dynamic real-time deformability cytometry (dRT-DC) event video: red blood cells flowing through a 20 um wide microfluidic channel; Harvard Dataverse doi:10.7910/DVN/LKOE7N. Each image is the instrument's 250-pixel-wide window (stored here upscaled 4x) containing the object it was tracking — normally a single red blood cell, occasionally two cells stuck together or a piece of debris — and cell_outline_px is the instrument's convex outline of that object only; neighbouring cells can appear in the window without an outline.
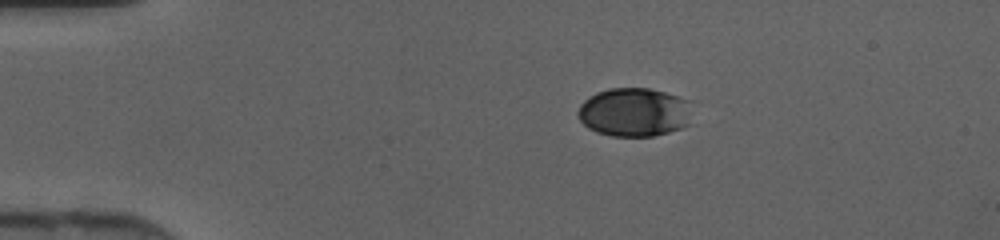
{"species": "human", "species_latin": "Homo sapiens", "temperature_condition": "cold", "stored_images_in_passage": 38, "camera_frame_rate_fps": 3000, "um_per_image_px": 0.085, "donor": {"sex": "female"}, "frame": {"image": 1, "passage_image": 1, "time_ms": 0.0, "image_size_px": [1000, 240], "cell_outline_px": [[696, 100], [688, 124], [680, 128], [668, 132], [652, 136], [612, 136], [596, 132], [588, 128], [580, 120], [576, 112], [580, 104], [588, 96], [596, 92], [608, 88], [648, 88]], "centroid_in_image_um": [53.96, 9.51], "position_along_channel_um": 31.0, "area_um2": 33.18}}
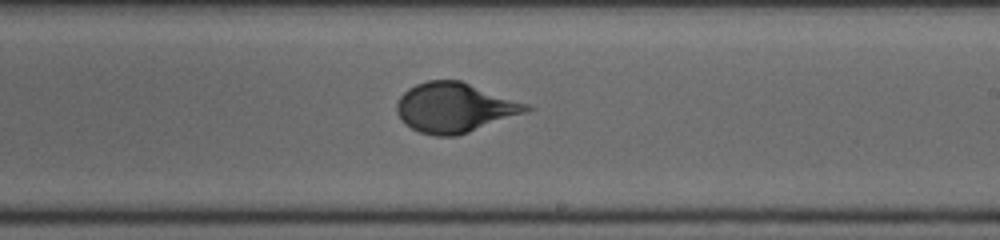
{"frame": {"image": 2, "passage_image": 20, "time_ms": 6.333, "image_size_px": [1000, 240], "cell_outline_px": [[536, 108], [528, 112], [456, 136], [436, 136], [420, 132], [404, 124], [400, 120], [396, 112], [396, 104], [400, 96], [408, 88], [416, 84], [428, 80], [460, 80], [528, 104]], "centroid_in_image_um": [38.63, 9.15], "position_along_channel_um": 250.4, "area_um2": 37.57}}
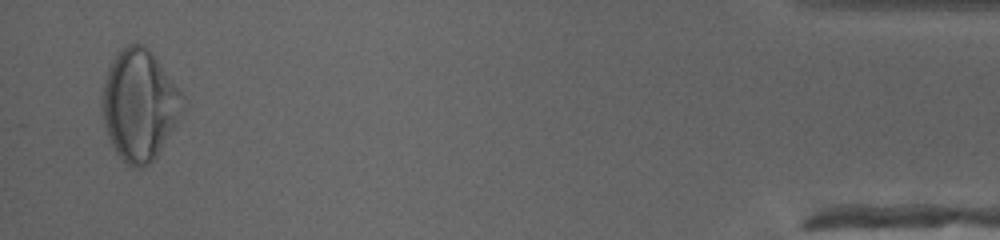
{"frame": {"image": 3, "passage_image": 37, "time_ms": 12.0, "image_size_px": [1000, 240], "cell_outline_px": [[184, 112], [180, 120], [156, 156], [148, 164], [140, 168], [132, 168], [116, 152], [108, 136], [104, 124], [100, 100], [104, 80], [112, 60], [128, 44], [144, 44], [152, 52], [180, 92]], "centroid_in_image_um": [11.83, 8.94], "position_along_channel_um": 423.4, "area_um2": 51.62}}